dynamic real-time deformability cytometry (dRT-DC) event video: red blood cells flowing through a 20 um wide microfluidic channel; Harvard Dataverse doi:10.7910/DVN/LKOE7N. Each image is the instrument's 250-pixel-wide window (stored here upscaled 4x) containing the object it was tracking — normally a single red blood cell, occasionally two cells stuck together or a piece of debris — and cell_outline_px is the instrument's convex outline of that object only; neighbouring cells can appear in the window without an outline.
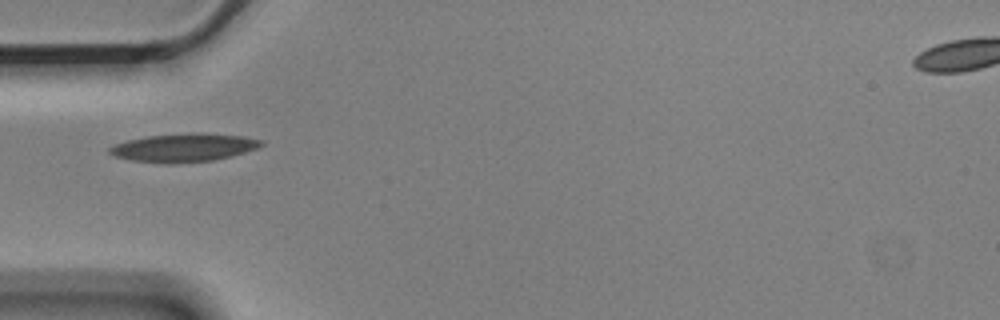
{"species": "Egyptian fruit bat (a non-hibernating species)", "species_latin": "Rousettus aegyptiacus", "temperature_condition": "cold", "stored_images_in_passage": 1, "camera_frame_rate_fps": 3000, "um_per_image_px": 0.085, "animal": {"sex": "male"}, "frame": {"image": 1, "passage_image": 1, "time_ms": 0.0, "image_size_px": [1000, 320], "cell_outline_px": [[264, 144], [256, 148], [232, 156], [212, 160], [172, 164], [168, 164], [132, 160], [116, 156], [108, 152], [108, 148], [116, 144], [128, 140], [148, 136], [196, 132], [204, 132], [244, 136], [264, 140]], "centroid_in_image_um": [15.66, 12.54], "position_along_channel_um": 69.3, "area_um2": 25.03}}